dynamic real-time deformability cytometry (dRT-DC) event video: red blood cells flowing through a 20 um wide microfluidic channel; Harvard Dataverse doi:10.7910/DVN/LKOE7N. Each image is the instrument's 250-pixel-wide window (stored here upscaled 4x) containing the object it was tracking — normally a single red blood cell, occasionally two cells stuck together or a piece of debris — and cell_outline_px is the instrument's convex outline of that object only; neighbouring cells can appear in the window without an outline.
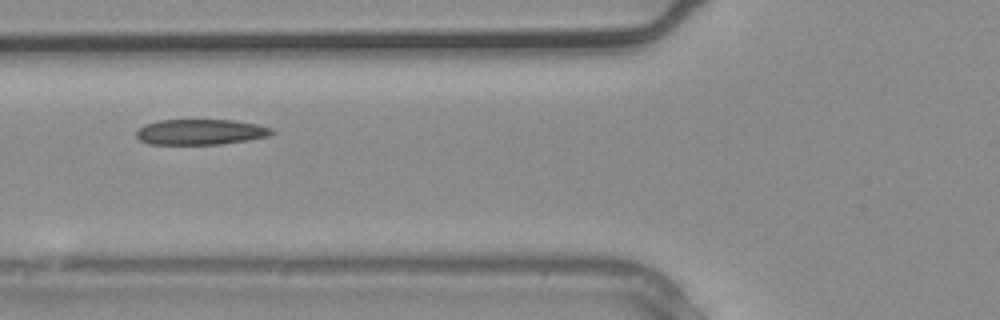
{"species": "common noctule bat (a hibernating species)", "species_latin": "Nyctalus noctula", "temperature_condition": "warm", "stored_images_in_passage": 2, "camera_frame_rate_fps": 3000, "um_per_image_px": 0.085, "animal": {"sex": "male", "body_mass_g": 20.4}, "frame": {"image": 1, "passage_image": 2, "time_ms": 0.333, "image_size_px": [1000, 320], "cell_outline_px": [[276, 132], [268, 136], [248, 140], [220, 144], [148, 144], [140, 140], [136, 136], [136, 132], [144, 124], [160, 120], [232, 120], [256, 124], [272, 128]], "centroid_in_image_um": [17.05, 11.22], "position_along_channel_um": 108.8, "area_um2": 20.11}}